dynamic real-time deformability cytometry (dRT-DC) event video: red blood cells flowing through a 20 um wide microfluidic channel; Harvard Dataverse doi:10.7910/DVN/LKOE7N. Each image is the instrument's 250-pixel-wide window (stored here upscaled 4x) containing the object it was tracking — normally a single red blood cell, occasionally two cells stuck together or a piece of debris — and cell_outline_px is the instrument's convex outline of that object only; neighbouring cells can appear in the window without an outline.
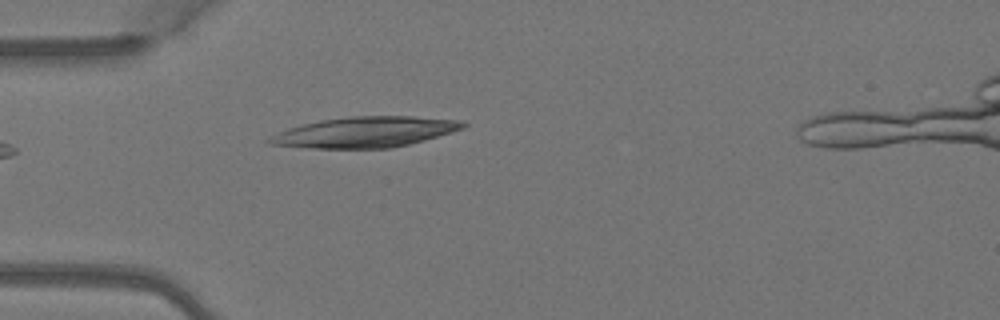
{"species": "Egyptian fruit bat (a non-hibernating species)", "species_latin": "Rousettus aegyptiacus", "temperature_condition": "warm", "stored_images_in_passage": 1, "camera_frame_rate_fps": 3000, "um_per_image_px": 0.085, "animal": {"sex": "female"}, "frame": {"image": 1, "passage_image": 1, "time_ms": 0.0, "image_size_px": [1000, 320], "cell_outline_px": [[468, 124], [464, 128], [424, 140], [392, 148], [312, 148], [272, 144], [264, 140], [288, 128], [320, 120], [352, 116], [412, 116], [464, 120]], "centroid_in_image_um": [31.08, 11.22], "position_along_channel_um": 53.9, "area_um2": 34.28}}